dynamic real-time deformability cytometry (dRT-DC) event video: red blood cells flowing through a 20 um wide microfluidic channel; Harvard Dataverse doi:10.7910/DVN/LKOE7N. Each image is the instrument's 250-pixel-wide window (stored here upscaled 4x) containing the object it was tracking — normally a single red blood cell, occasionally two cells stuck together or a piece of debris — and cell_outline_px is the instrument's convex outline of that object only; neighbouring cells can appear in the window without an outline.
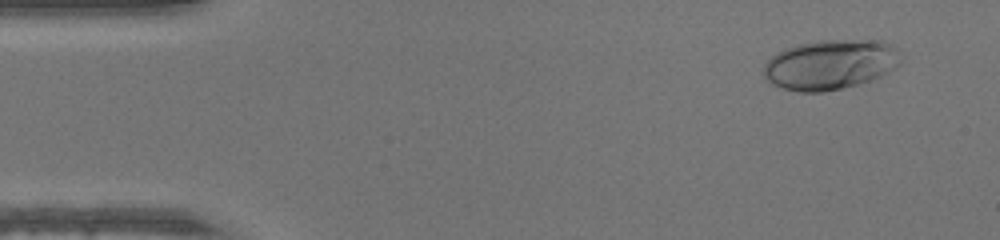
{"species": "human", "species_latin": "Homo sapiens", "temperature_condition": "warm", "stored_images_in_passage": 49, "camera_frame_rate_fps": 3000, "um_per_image_px": 0.085, "donor": {"sex": "male"}, "frame": {"image": 1, "passage_image": 4, "time_ms": 1.0, "image_size_px": [1000, 240], "cell_outline_px": [[900, 64], [896, 68], [880, 76], [856, 84], [824, 92], [796, 92], [772, 84], [764, 76], [764, 64], [776, 52], [784, 48], [800, 44], [820, 40], [880, 40], [892, 44], [896, 48], [900, 60]], "centroid_in_image_um": [70.56, 5.48], "position_along_channel_um": 14.4, "area_um2": 39.77}}
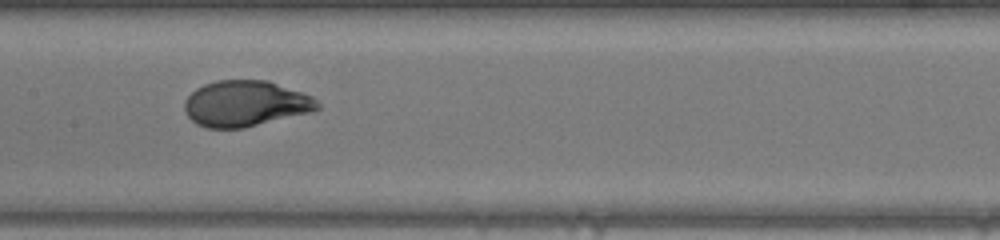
{"frame": {"image": 2, "passage_image": 24, "time_ms": 7.667, "image_size_px": [1000, 240], "cell_outline_px": [[320, 108], [312, 112], [244, 128], [208, 128], [196, 124], [188, 116], [184, 108], [184, 100], [196, 88], [204, 84], [216, 80], [268, 80], [312, 96], [320, 104]], "centroid_in_image_um": [20.86, 8.81], "position_along_channel_um": 186.5, "area_um2": 35.66}}
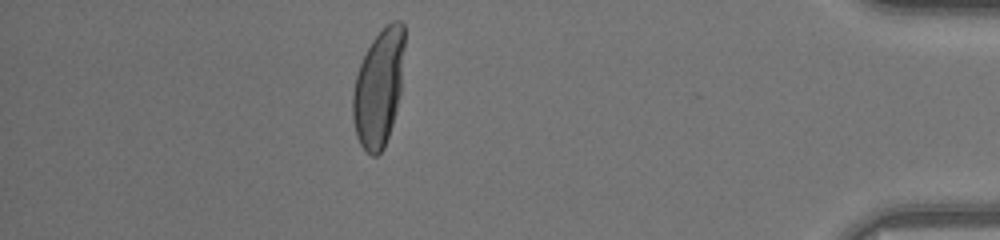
{"frame": {"image": 3, "passage_image": 43, "time_ms": 14.0, "image_size_px": [1000, 240], "cell_outline_px": [[404, 48], [400, 96], [392, 124], [384, 148], [376, 156], [372, 156], [360, 144], [356, 136], [352, 116], [352, 92], [356, 76], [360, 64], [372, 40], [392, 20], [400, 20], [404, 24]], "centroid_in_image_um": [32.19, 7.47], "position_along_channel_um": 403.0, "area_um2": 35.2}}